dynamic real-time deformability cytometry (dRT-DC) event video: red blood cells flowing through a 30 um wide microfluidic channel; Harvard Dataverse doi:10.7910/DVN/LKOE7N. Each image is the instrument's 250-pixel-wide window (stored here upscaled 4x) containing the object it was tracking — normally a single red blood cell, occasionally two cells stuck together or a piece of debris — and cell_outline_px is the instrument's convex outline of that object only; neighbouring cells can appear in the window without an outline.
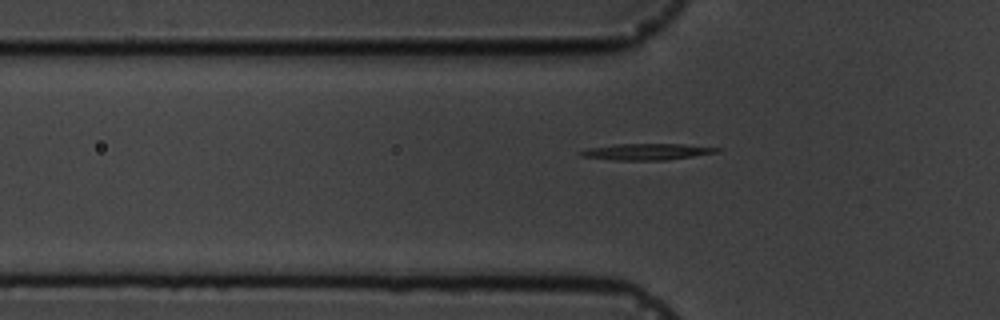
{"species": "common noctule bat (a hibernating species)", "species_latin": "Nyctalus noctula", "temperature_condition": "cold", "stored_images_in_passage": 7, "camera_frame_rate_fps": 3000, "um_per_image_px": 0.085, "animal": {"sex": "male", "body_mass_g": 19.5, "forearm_length_mm": 54.6}, "frame": {"image": 1, "passage_image": 7, "time_ms": 7.0, "image_size_px": [1000, 320], "cell_outline_px": [[724, 148], [720, 152], [664, 160], [612, 160], [580, 156], [576, 152], [588, 148], [616, 144], [684, 144]], "centroid_in_image_um": [54.98, 12.89], "position_along_channel_um": 70.8, "area_um2": 13.06}}